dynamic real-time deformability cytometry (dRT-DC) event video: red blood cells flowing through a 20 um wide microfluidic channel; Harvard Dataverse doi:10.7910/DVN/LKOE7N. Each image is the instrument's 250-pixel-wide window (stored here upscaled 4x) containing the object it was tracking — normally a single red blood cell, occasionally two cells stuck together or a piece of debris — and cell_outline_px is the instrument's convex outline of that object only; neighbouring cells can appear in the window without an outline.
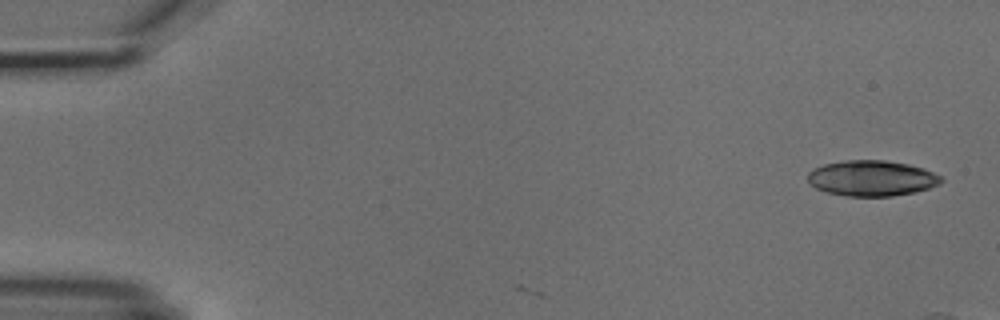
{"species": "common noctule bat (a hibernating species)", "species_latin": "Nyctalus noctula", "temperature_condition": "cold", "stored_images_in_passage": 3, "camera_frame_rate_fps": 3000, "um_per_image_px": 0.085, "animal": {"sex": "male", "body_mass_g": 18.8}, "frame": {"image": 1, "passage_image": 1, "time_ms": 0.0, "image_size_px": [1000, 320], "cell_outline_px": [[944, 180], [940, 184], [916, 192], [892, 196], [844, 196], [828, 192], [816, 188], [808, 180], [808, 172], [812, 168], [824, 164], [844, 160], [884, 160], [908, 164], [924, 168], [940, 176]], "centroid_in_image_um": [74.1, 15.14], "position_along_channel_um": 10.9, "area_um2": 27.74}}